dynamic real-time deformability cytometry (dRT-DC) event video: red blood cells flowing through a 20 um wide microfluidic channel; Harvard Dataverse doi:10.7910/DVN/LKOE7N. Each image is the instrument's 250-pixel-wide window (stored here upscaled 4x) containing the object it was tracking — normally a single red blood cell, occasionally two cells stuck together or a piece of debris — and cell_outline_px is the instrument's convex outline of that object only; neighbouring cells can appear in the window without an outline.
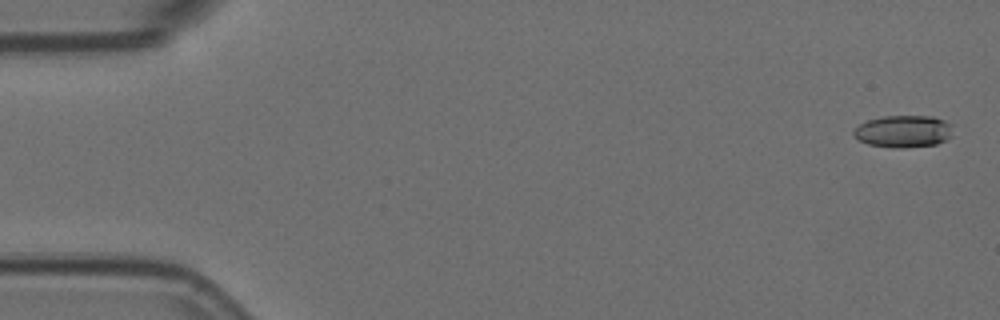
{"species": "Egyptian fruit bat (a non-hibernating species)", "species_latin": "Rousettus aegyptiacus", "temperature_condition": "room temperature", "stored_images_in_passage": 57, "camera_frame_rate_fps": 3000, "um_per_image_px": 0.085, "animal": {"sex": "female"}, "frame": {"image": 1, "passage_image": 2, "time_ms": 0.333, "image_size_px": [1000, 320], "cell_outline_px": [[952, 136], [936, 144], [904, 148], [892, 148], [868, 144], [860, 140], [852, 132], [860, 124], [868, 120], [884, 116], [932, 116], [944, 120], [952, 124]], "centroid_in_image_um": [76.82, 11.16], "position_along_channel_um": 8.2, "area_um2": 18.55}}
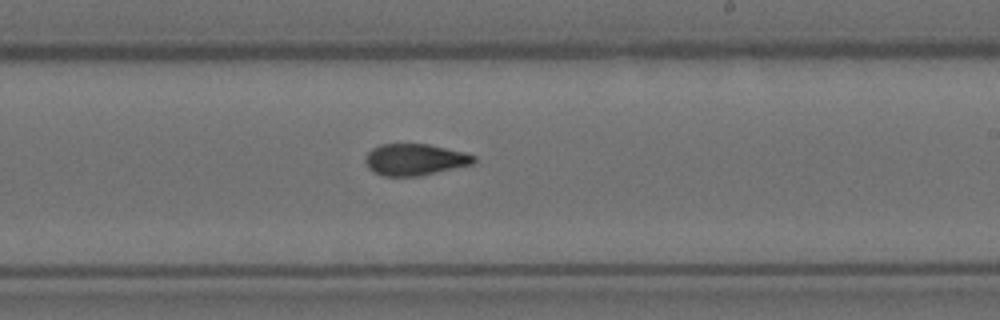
{"frame": {"image": 2, "passage_image": 34, "time_ms": 11.0, "image_size_px": [1000, 320], "cell_outline_px": [[476, 160], [472, 164], [416, 176], [384, 176], [372, 172], [368, 168], [364, 160], [364, 156], [372, 148], [380, 144], [428, 144], [464, 152], [476, 156]], "centroid_in_image_um": [35.21, 13.56], "position_along_channel_um": 253.8, "area_um2": 19.88}}
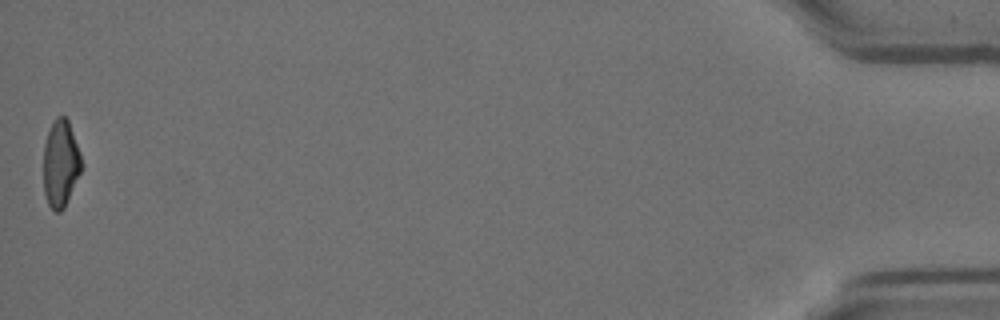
{"frame": {"image": 3, "passage_image": 57, "time_ms": 18.667, "image_size_px": [1000, 320], "cell_outline_px": [[80, 172], [64, 208], [60, 212], [56, 212], [48, 204], [44, 192], [44, 144], [52, 120], [56, 116], [64, 116], [68, 120], [80, 152]], "centroid_in_image_um": [5.13, 13.88], "position_along_channel_um": 430.1, "area_um2": 18.96}, "authors_computed_cell_mechanics": {"area_um2": 19.9988, "velocity_mm_per_s": 3.6054, "shape_relaxation_time_tau1_ms": 9.5271, "shape_relaxation_time_tau2_ms": 3.4223, "deformation_change_tau1": 0.233, "deformation_change_tau2": 0.1027}}